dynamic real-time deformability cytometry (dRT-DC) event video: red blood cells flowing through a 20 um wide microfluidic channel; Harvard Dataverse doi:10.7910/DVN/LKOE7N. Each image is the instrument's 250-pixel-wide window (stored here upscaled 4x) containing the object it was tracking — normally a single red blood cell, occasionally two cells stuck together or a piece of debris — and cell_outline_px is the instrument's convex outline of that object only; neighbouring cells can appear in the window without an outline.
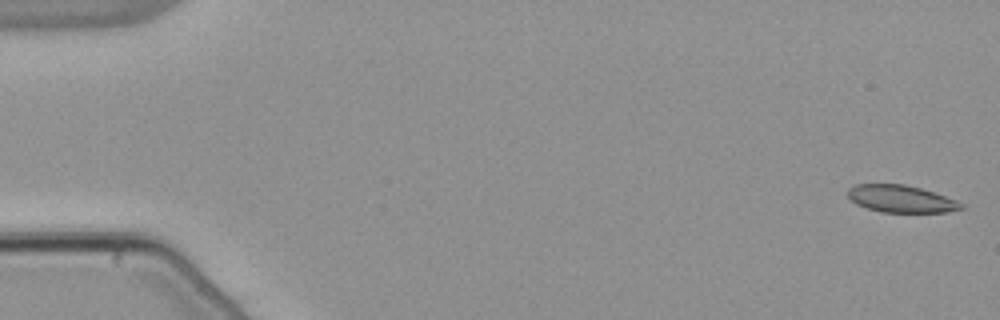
{"species": "common noctule bat (a hibernating species)", "species_latin": "Nyctalus noctula", "temperature_condition": "warm", "stored_images_in_passage": 54, "camera_frame_rate_fps": 3000, "um_per_image_px": 0.085, "animal": {"sex": "male", "body_mass_g": 21.5, "forearm_length_mm": 52.0}, "frame": {"image": 1, "passage_image": 1, "time_ms": 0.0, "image_size_px": [1000, 320], "cell_outline_px": [[964, 208], [948, 212], [880, 212], [856, 204], [848, 196], [848, 188], [856, 184], [904, 184], [920, 188], [956, 200], [964, 204]], "centroid_in_image_um": [76.58, 16.9], "position_along_channel_um": 8.4, "area_um2": 17.86}}
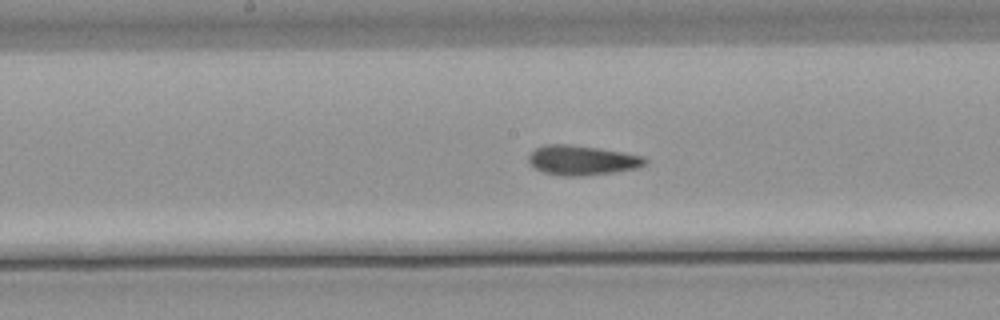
{"frame": {"image": 2, "passage_image": 28, "time_ms": 9.0, "image_size_px": [1000, 320], "cell_outline_px": [[648, 164], [636, 168], [616, 172], [580, 176], [560, 176], [544, 172], [536, 168], [528, 160], [528, 156], [536, 148], [544, 144], [568, 144], [596, 148], [644, 156], [648, 160]], "centroid_in_image_um": [49.49, 13.63], "position_along_channel_um": 198.7, "area_um2": 20.06}}
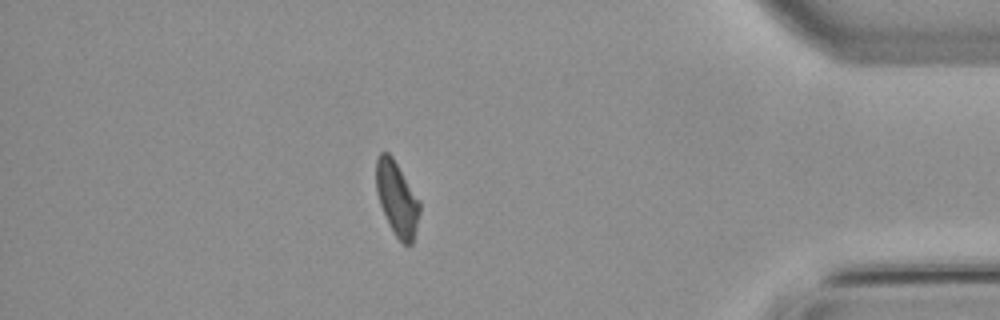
{"frame": {"image": 3, "passage_image": 47, "time_ms": 15.333, "image_size_px": [1000, 320], "cell_outline_px": [[420, 212], [412, 244], [404, 244], [396, 236], [380, 204], [376, 192], [376, 156], [380, 152], [388, 152], [392, 156], [420, 200]], "centroid_in_image_um": [33.74, 16.83], "position_along_channel_um": 401.5, "area_um2": 18.61}, "authors_computed_cell_mechanics": {"area_um2": 19.363, "velocity_mm_per_s": 3.8274, "shape_relaxation_time_tau1_ms": null, "shape_relaxation_time_tau2_ms": 2.6231, "deformation_change_tau1": null, "deformation_change_tau2": 0.0856}}